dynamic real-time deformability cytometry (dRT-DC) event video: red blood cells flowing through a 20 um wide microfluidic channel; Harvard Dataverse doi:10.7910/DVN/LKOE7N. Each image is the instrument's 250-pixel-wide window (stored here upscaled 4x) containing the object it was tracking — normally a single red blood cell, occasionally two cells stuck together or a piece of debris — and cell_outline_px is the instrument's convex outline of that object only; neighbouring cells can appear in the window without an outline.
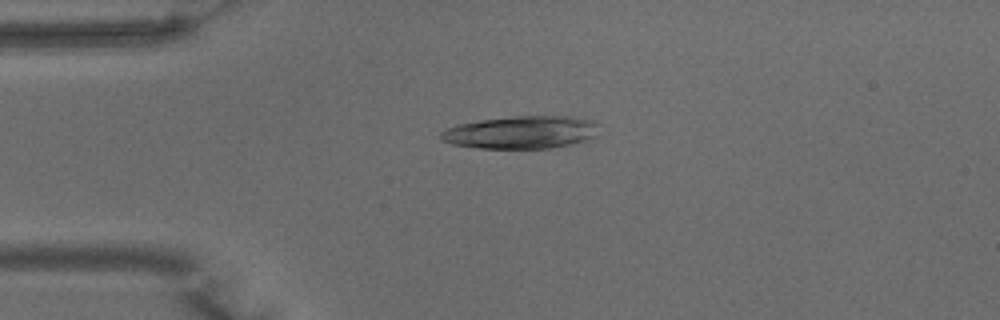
{"species": "common noctule bat (a hibernating species)", "species_latin": "Nyctalus noctula", "temperature_condition": "warm", "stored_images_in_passage": 20, "camera_frame_rate_fps": 3000, "um_per_image_px": 0.085, "animal": {"sex": "male", "body_mass_g": 15.6}, "frame": {"image": 1, "passage_image": 7, "time_ms": 2.0, "image_size_px": [1000, 320], "cell_outline_px": [[600, 136], [572, 144], [548, 148], [480, 148], [452, 144], [440, 140], [440, 132], [456, 124], [480, 120], [516, 116], [572, 116], [592, 120], [596, 124]], "centroid_in_image_um": [44.32, 11.24], "position_along_channel_um": 40.7, "area_um2": 30.29}}
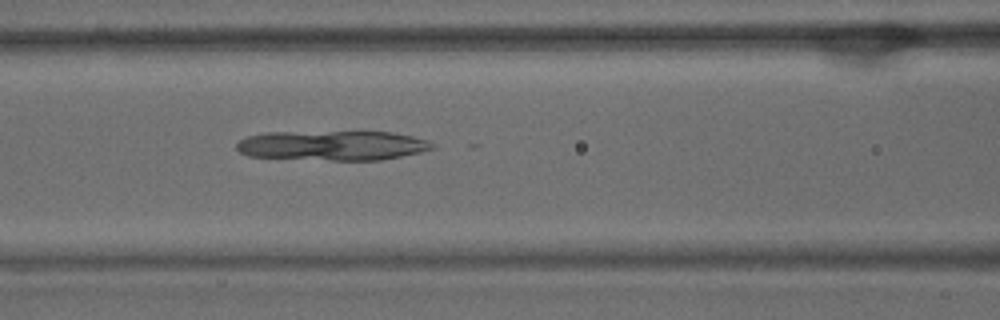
{"frame": {"image": 2, "passage_image": 16, "time_ms": 5.0, "image_size_px": [1000, 320], "cell_outline_px": [[432, 148], [420, 152], [380, 160], [332, 160], [248, 156], [240, 152], [236, 148], [236, 144], [240, 140], [248, 136], [264, 132], [392, 132], [412, 136], [428, 140], [432, 144]], "centroid_in_image_um": [28.22, 12.36], "position_along_channel_um": 138.4, "area_um2": 33.64}}
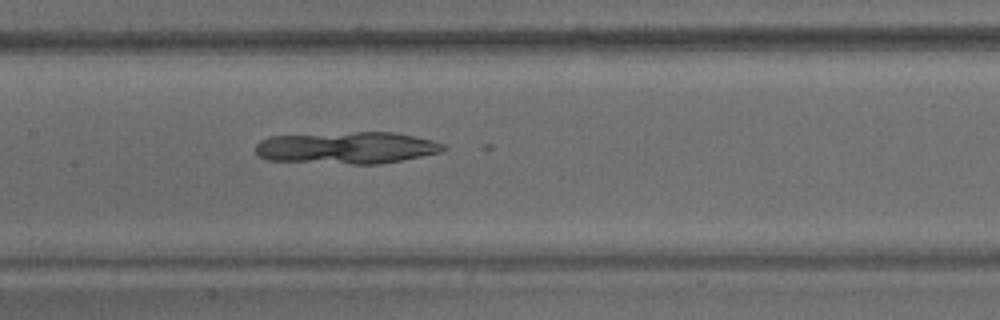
{"frame": {"image": 3, "passage_image": 19, "time_ms": 6.0, "image_size_px": [1000, 320], "cell_outline_px": [[448, 148], [440, 152], [380, 164], [352, 164], [268, 160], [260, 156], [256, 152], [256, 144], [260, 140], [268, 136], [352, 132], [396, 132], [432, 140], [448, 144]], "centroid_in_image_um": [29.5, 12.55], "position_along_channel_um": 177.9, "area_um2": 35.08}}